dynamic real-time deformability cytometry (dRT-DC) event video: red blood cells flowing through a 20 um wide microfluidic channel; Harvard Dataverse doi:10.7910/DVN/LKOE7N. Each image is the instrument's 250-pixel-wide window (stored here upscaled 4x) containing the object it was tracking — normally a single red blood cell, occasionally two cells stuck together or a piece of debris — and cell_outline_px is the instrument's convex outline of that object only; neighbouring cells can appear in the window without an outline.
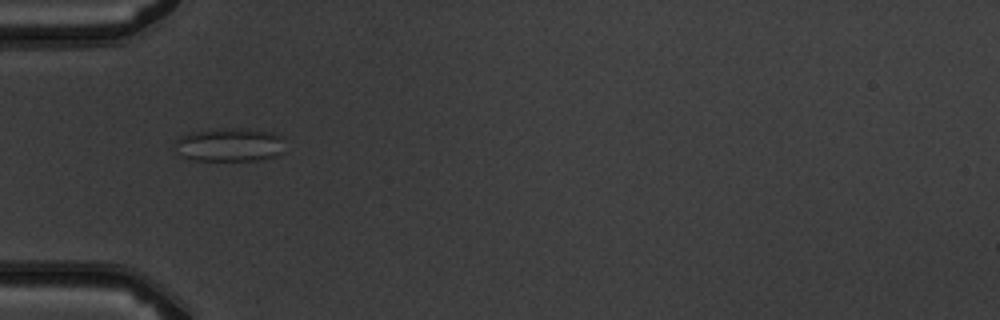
{"species": "common noctule bat (a hibernating species)", "species_latin": "Nyctalus noctula", "temperature_condition": "warm", "stored_images_in_passage": 5, "camera_frame_rate_fps": 3000, "um_per_image_px": 0.085, "animal": {"sex": "male", "body_mass_g": 19.5, "forearm_length_mm": 54.6}, "frame": {"image": 1, "passage_image": 3, "time_ms": 3.0, "image_size_px": [1000, 320], "cell_outline_px": [[284, 152], [276, 156], [256, 160], [192, 160], [180, 156], [176, 152], [172, 144], [180, 136], [192, 132], [216, 128], [248, 128], [272, 132], [280, 136]], "centroid_in_image_um": [19.45, 12.3], "position_along_channel_um": 65.5, "area_um2": 21.85}}
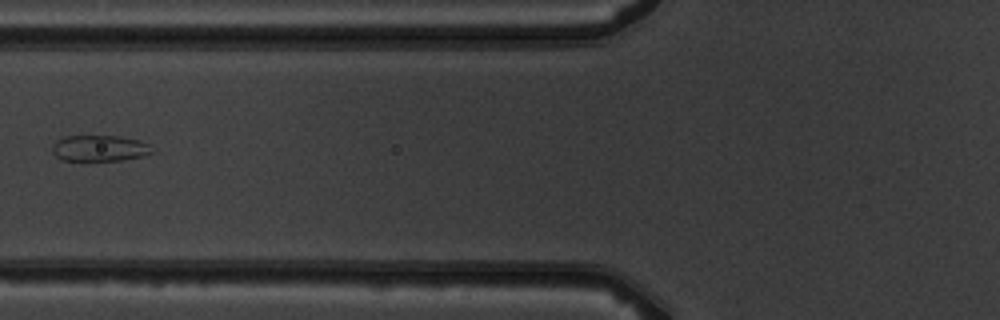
{"frame": {"image": 2, "passage_image": 4, "time_ms": 4.333, "image_size_px": [1000, 320], "cell_outline_px": [[156, 152], [144, 156], [120, 160], [64, 160], [56, 156], [52, 152], [52, 148], [56, 140], [64, 136], [120, 136], [140, 140], [148, 144]], "centroid_in_image_um": [8.5, 12.59], "position_along_channel_um": 117.3, "area_um2": 15.2}}
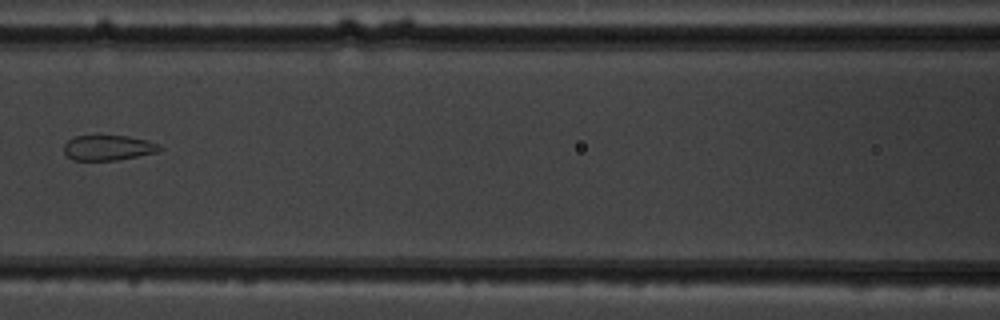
{"frame": {"image": 3, "passage_image": 5, "time_ms": 5.333, "image_size_px": [1000, 320], "cell_outline_px": [[164, 148], [156, 152], [116, 160], [72, 160], [64, 152], [64, 144], [72, 136], [128, 136], [160, 144]], "centroid_in_image_um": [9.17, 12.55], "position_along_channel_um": 157.4, "area_um2": 13.93}}